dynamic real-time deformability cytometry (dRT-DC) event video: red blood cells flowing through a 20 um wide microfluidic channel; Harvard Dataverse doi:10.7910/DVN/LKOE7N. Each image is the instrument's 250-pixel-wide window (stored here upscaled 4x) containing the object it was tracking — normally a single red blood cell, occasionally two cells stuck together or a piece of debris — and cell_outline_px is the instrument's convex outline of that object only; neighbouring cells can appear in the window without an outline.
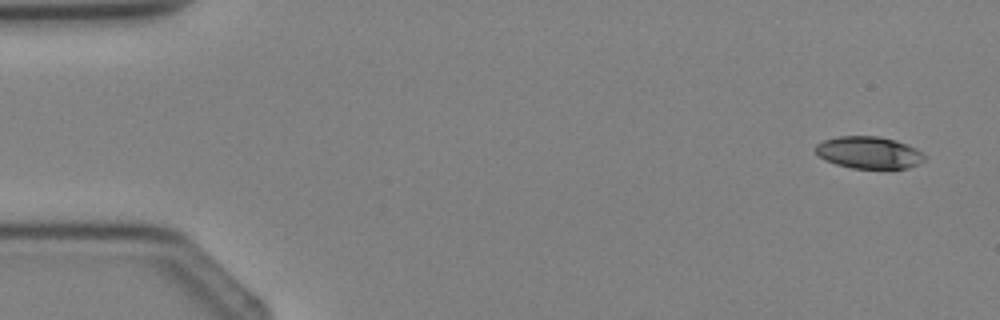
{"species": "Egyptian fruit bat (a non-hibernating species)", "species_latin": "Rousettus aegyptiacus", "temperature_condition": "cold", "stored_images_in_passage": 4, "camera_frame_rate_fps": 3000, "um_per_image_px": 0.085, "animal": {"sex": "female"}, "frame": {"image": 1, "passage_image": 1, "time_ms": 0.0, "image_size_px": [1000, 320], "cell_outline_px": [[928, 156], [924, 160], [908, 168], [852, 168], [836, 164], [824, 160], [816, 152], [816, 144], [824, 140], [840, 136], [880, 136], [896, 140], [916, 148]], "centroid_in_image_um": [73.87, 12.96], "position_along_channel_um": 11.1, "area_um2": 20.35}}
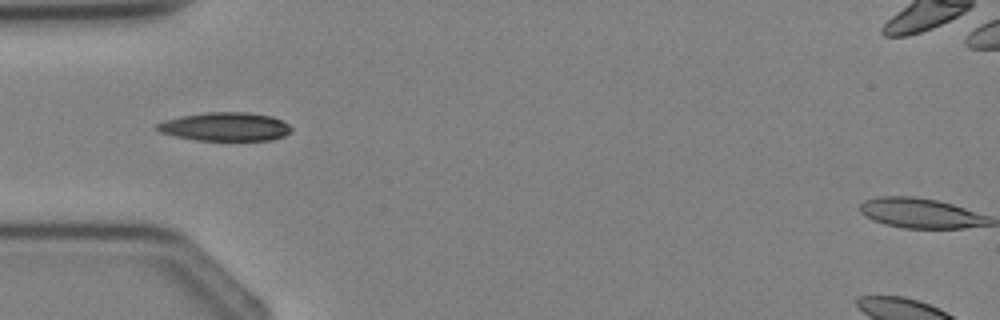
{"frame": {"image": 2, "passage_image": 4, "time_ms": 3.333, "image_size_px": [1000, 320], "cell_outline_px": [[292, 132], [284, 136], [272, 140], [196, 140], [176, 136], [160, 132], [152, 128], [156, 124], [164, 120], [180, 116], [204, 112], [248, 112], [272, 116], [288, 124], [292, 128]], "centroid_in_image_um": [19.13, 10.76], "position_along_channel_um": 65.9, "area_um2": 22.54}}